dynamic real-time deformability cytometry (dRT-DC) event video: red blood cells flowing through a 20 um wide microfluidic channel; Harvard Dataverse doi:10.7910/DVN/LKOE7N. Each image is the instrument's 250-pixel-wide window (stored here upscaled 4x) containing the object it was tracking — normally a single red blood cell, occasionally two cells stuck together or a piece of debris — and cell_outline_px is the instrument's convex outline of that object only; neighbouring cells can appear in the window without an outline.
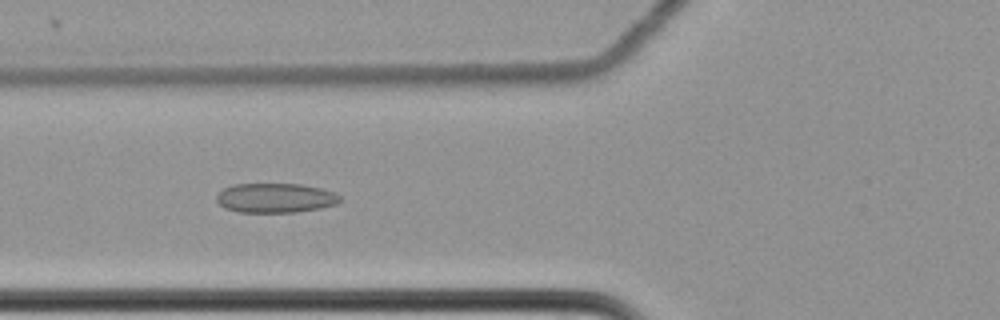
{"species": "common noctule bat (a hibernating species)", "species_latin": "Nyctalus noctula", "temperature_condition": "cold", "stored_images_in_passage": 62, "camera_frame_rate_fps": 3000, "um_per_image_px": 0.085, "animal": {"sex": "female", "body_mass_g": 22.7, "forearm_length_mm": 54.2}, "frame": {"image": 1, "passage_image": 26, "time_ms": 8.333, "image_size_px": [1000, 320], "cell_outline_px": [[344, 200], [336, 204], [320, 208], [296, 212], [240, 212], [224, 208], [216, 200], [216, 196], [224, 188], [232, 184], [300, 184], [320, 188], [332, 192], [340, 196]], "centroid_in_image_um": [23.41, 16.82], "position_along_channel_um": 102.4, "area_um2": 21.21}}
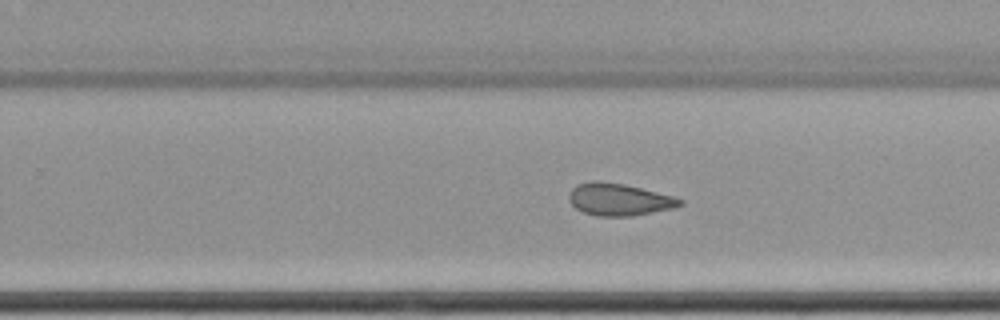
{"frame": {"image": 2, "passage_image": 41, "time_ms": 13.333, "image_size_px": [1000, 320], "cell_outline_px": [[684, 204], [672, 208], [632, 216], [600, 216], [584, 212], [576, 208], [568, 200], [568, 196], [572, 188], [576, 184], [592, 180], [600, 180], [624, 184], [672, 196], [684, 200]], "centroid_in_image_um": [52.58, 16.94], "position_along_channel_um": 277.2, "area_um2": 20.75}}
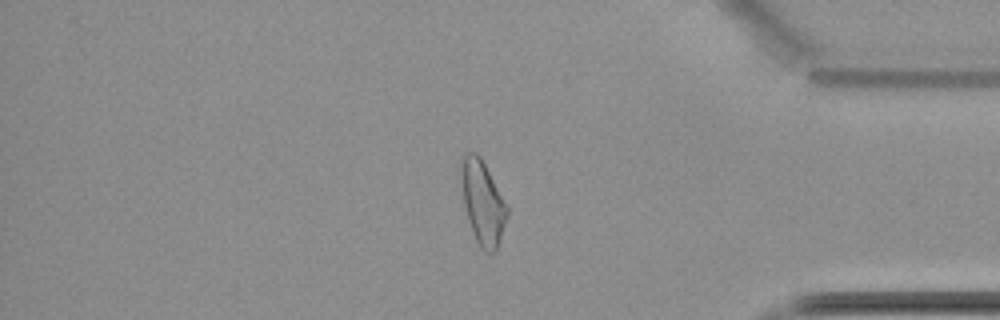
{"frame": {"image": 3, "passage_image": 53, "time_ms": 17.333, "image_size_px": [1000, 320], "cell_outline_px": [[508, 216], [496, 248], [492, 252], [484, 252], [480, 248], [472, 232], [468, 220], [464, 204], [460, 172], [460, 156], [468, 152], [476, 152], [480, 156], [508, 208]], "centroid_in_image_um": [40.99, 17.18], "position_along_channel_um": 394.2, "area_um2": 22.14}, "authors_computed_cell_mechanics": {"area_um2": 23.2934, "velocity_mm_per_s": 3.5024, "shape_relaxation_time_tau1_ms": null, "shape_relaxation_time_tau2_ms": 2.9419, "deformation_change_tau1": null, "deformation_change_tau2": 0.0844}}